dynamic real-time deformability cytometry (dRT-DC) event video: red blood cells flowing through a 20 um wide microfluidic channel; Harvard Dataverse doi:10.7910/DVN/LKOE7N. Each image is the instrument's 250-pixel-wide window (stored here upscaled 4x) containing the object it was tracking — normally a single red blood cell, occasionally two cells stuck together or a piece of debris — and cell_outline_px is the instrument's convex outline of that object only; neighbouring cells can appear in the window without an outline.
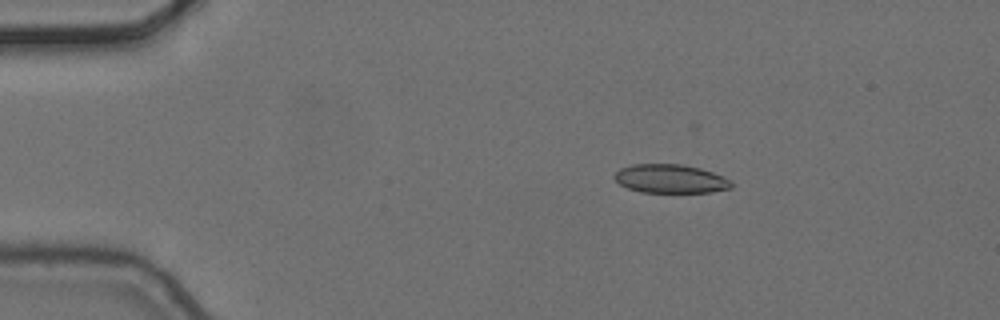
{"species": "common noctule bat (a hibernating species)", "species_latin": "Nyctalus noctula", "temperature_condition": "cold", "stored_images_in_passage": 4, "camera_frame_rate_fps": 3000, "um_per_image_px": 0.085, "animal": {"sex": "female", "body_mass_g": 24.6, "forearm_length_mm": 56.2}, "frame": {"image": 1, "passage_image": 2, "time_ms": 0.333, "image_size_px": [1000, 320], "cell_outline_px": [[732, 188], [712, 192], [640, 192], [628, 188], [620, 184], [612, 176], [620, 168], [632, 164], [680, 164], [700, 168], [724, 176], [732, 180]], "centroid_in_image_um": [57.0, 15.19], "position_along_channel_um": 28.0, "area_um2": 19.65}}